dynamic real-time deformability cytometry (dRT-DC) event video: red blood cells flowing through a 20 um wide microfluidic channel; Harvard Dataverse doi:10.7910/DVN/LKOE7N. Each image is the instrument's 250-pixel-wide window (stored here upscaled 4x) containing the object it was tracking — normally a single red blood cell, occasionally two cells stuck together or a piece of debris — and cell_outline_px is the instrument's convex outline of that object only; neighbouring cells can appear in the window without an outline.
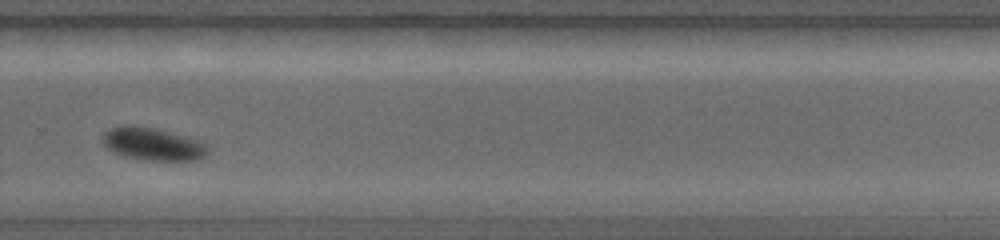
{"species": "common noctule bat (a hibernating species)", "species_latin": "Nyctalus noctula", "temperature_condition": "warm", "stored_images_in_passage": 13, "camera_frame_rate_fps": 5000, "um_per_image_px": 0.085, "animal": {"sex": "female", "body_mass_g": 19.0, "forearm_length_mm": 56.7}, "frame": {"image": 1, "passage_image": 10, "time_ms": 4.8, "image_size_px": [1000, 240], "cell_outline_px": [[208, 156], [200, 160], [148, 160], [120, 156], [112, 152], [104, 144], [104, 132], [120, 124], [136, 124], [152, 128], [196, 140], [208, 144]], "centroid_in_image_um": [12.98, 12.25], "position_along_channel_um": 316.8, "area_um2": 20.06}}